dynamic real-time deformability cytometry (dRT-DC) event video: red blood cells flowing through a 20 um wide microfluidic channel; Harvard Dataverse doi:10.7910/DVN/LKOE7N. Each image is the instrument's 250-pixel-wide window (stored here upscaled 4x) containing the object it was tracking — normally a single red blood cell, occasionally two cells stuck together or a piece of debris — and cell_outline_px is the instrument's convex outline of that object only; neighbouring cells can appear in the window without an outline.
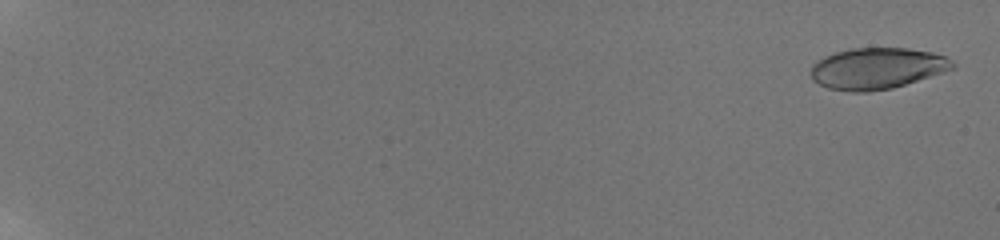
{"species": "human", "species_latin": "Homo sapiens", "temperature_condition": "room temperature", "stored_images_in_passage": 8, "camera_frame_rate_fps": 3000, "um_per_image_px": 0.085, "donor": {"sex": "male"}, "frame": {"image": 1, "passage_image": 2, "time_ms": 0.333, "image_size_px": [1000, 240], "cell_outline_px": [[956, 68], [944, 72], [892, 88], [868, 92], [852, 92], [828, 88], [812, 80], [812, 64], [816, 60], [824, 56], [836, 52], [852, 48], [908, 48], [932, 52], [944, 56], [952, 60], [956, 64]], "centroid_in_image_um": [74.56, 5.81], "position_along_channel_um": 10.4, "area_um2": 34.16}}
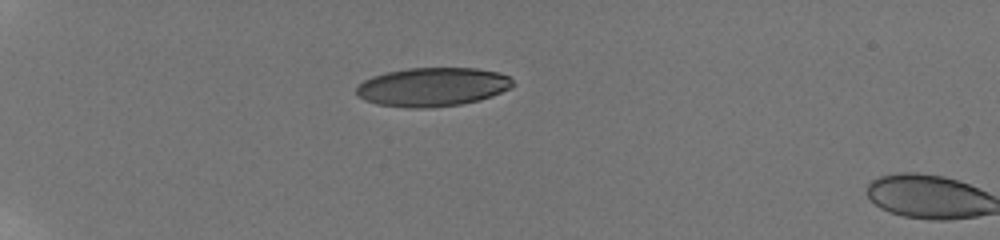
{"frame": {"image": 2, "passage_image": 7, "time_ms": 6.333, "image_size_px": [1000, 240], "cell_outline_px": [[516, 84], [512, 88], [492, 96], [480, 100], [460, 104], [432, 108], [408, 108], [376, 104], [364, 100], [356, 96], [356, 88], [364, 80], [372, 76], [384, 72], [408, 68], [476, 68], [500, 72], [508, 76]], "centroid_in_image_um": [36.77, 7.39], "position_along_channel_um": 48.2, "area_um2": 35.84}}